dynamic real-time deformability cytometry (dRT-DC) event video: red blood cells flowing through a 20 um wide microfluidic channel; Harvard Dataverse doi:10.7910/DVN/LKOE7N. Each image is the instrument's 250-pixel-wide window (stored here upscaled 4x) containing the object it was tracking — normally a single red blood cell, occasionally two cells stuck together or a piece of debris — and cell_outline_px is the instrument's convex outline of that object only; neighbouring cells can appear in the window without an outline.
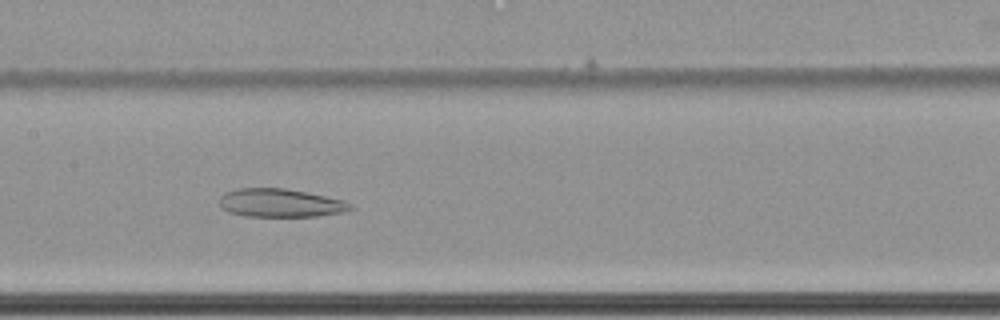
{"species": "common noctule bat (a hibernating species)", "species_latin": "Nyctalus noctula", "temperature_condition": "cold", "stored_images_in_passage": 60, "camera_frame_rate_fps": 3000, "um_per_image_px": 0.085, "animal": {"sex": "female", "body_mass_g": 22.7, "forearm_length_mm": 54.2}, "frame": {"image": 1, "passage_image": 32, "time_ms": 10.333, "image_size_px": [1000, 320], "cell_outline_px": [[352, 208], [344, 212], [316, 216], [244, 216], [228, 212], [220, 208], [220, 196], [224, 192], [240, 188], [284, 188], [344, 200], [352, 204]], "centroid_in_image_um": [23.79, 17.25], "position_along_channel_um": 183.6, "area_um2": 21.56}}
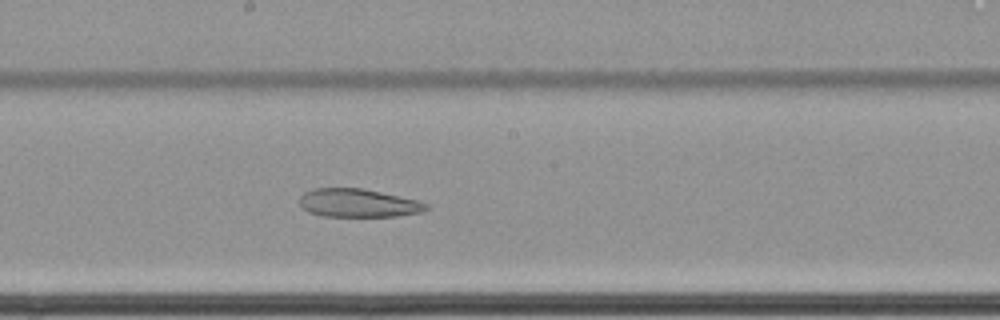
{"frame": {"image": 2, "passage_image": 35, "time_ms": 11.333, "image_size_px": [1000, 320], "cell_outline_px": [[428, 208], [420, 212], [396, 216], [324, 216], [308, 212], [300, 204], [300, 196], [304, 192], [312, 188], [360, 188], [380, 192], [416, 200], [428, 204]], "centroid_in_image_um": [30.4, 17.25], "position_along_channel_um": 217.8, "area_um2": 20.63}}
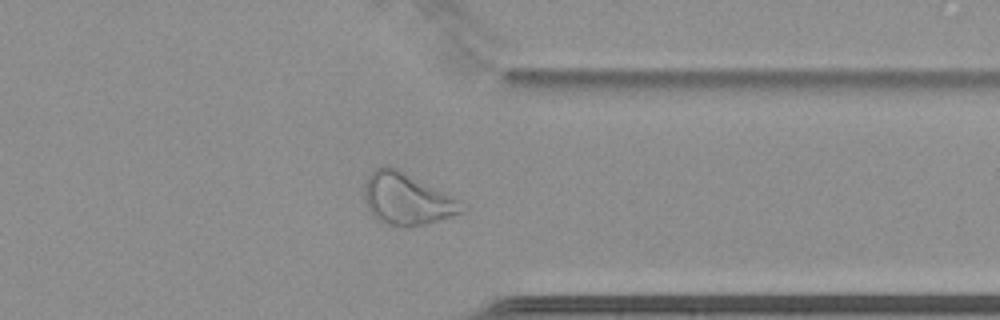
{"frame": {"image": 3, "passage_image": 49, "time_ms": 16.0, "image_size_px": [1000, 320], "cell_outline_px": [[468, 208], [464, 212], [428, 224], [412, 228], [400, 228], [376, 220], [372, 216], [364, 200], [364, 184], [368, 176], [380, 164], [388, 164], [400, 168], [468, 204]], "centroid_in_image_um": [34.61, 16.91], "position_along_channel_um": 376.8, "area_um2": 30.63}}